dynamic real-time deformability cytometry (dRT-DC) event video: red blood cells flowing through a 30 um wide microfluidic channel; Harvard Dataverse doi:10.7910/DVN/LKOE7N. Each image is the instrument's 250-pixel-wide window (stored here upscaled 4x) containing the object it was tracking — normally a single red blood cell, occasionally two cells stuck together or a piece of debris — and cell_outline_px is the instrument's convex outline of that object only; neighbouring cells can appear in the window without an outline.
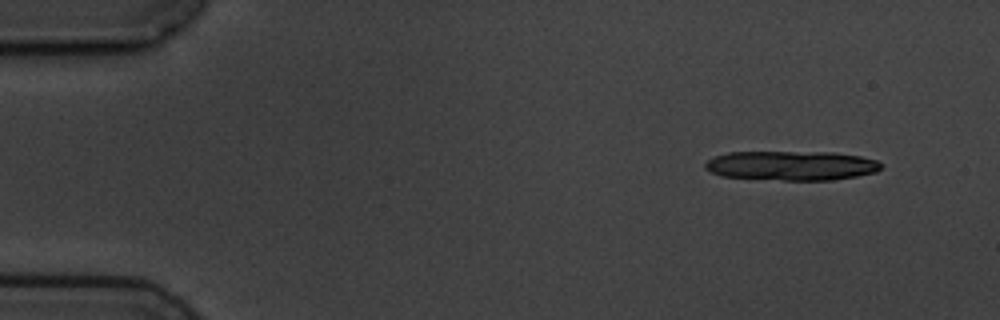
{"species": "common noctule bat (a hibernating species)", "species_latin": "Nyctalus noctula", "temperature_condition": "cold", "stored_images_in_passage": 5, "camera_frame_rate_fps": 3000, "um_per_image_px": 0.085, "animal": {"sex": "male", "body_mass_g": 19.5, "forearm_length_mm": 54.6}, "frame": {"image": 1, "passage_image": 1, "time_ms": 0.0, "image_size_px": [1000, 320], "cell_outline_px": [[880, 168], [876, 172], [856, 176], [832, 180], [784, 180], [720, 176], [704, 168], [704, 164], [708, 160], [716, 156], [728, 152], [832, 152], [860, 156], [876, 160], [880, 164]], "centroid_in_image_um": [67.25, 14.07], "position_along_channel_um": 17.7, "area_um2": 30.06}}
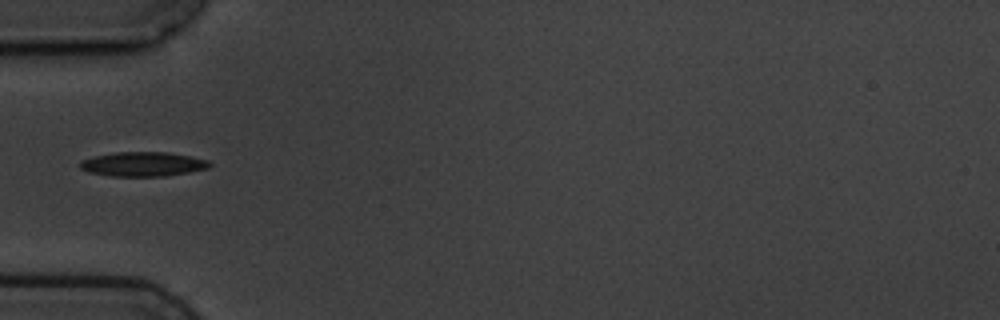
{"frame": {"image": 2, "passage_image": 5, "time_ms": 4.667, "image_size_px": [1000, 320], "cell_outline_px": [[212, 164], [208, 168], [188, 172], [164, 176], [108, 176], [88, 172], [80, 168], [80, 160], [96, 156], [116, 152], [168, 152], [192, 156], [208, 160]], "centroid_in_image_um": [12.15, 13.95], "position_along_channel_um": 72.8, "area_um2": 18.44}}